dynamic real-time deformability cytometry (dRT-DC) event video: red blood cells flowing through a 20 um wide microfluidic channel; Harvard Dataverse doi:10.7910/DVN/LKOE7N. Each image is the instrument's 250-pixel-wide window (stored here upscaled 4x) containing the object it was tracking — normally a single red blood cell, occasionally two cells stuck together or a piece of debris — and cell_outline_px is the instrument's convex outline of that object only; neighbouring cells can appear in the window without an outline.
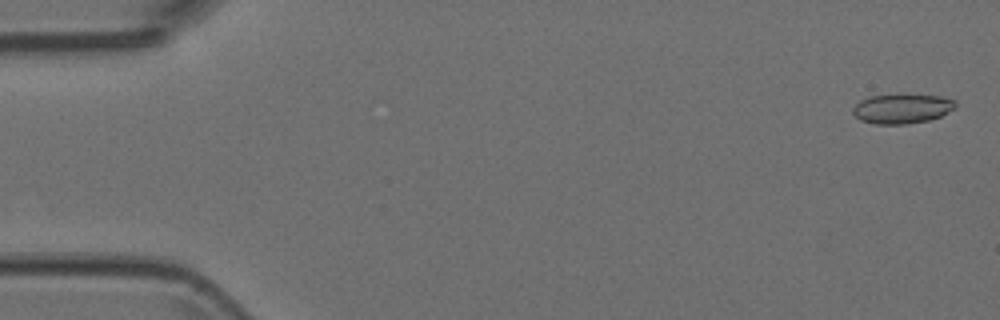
{"species": "Egyptian fruit bat (a non-hibernating species)", "species_latin": "Rousettus aegyptiacus", "temperature_condition": "room temperature", "stored_images_in_passage": 52, "camera_frame_rate_fps": 3000, "um_per_image_px": 0.085, "animal": {"sex": "female"}, "frame": {"image": 1, "passage_image": 2, "time_ms": 0.333, "image_size_px": [1000, 320], "cell_outline_px": [[956, 104], [948, 112], [940, 116], [928, 120], [908, 124], [876, 124], [860, 120], [852, 112], [852, 108], [860, 100], [872, 96], [940, 96], [956, 100]], "centroid_in_image_um": [76.65, 9.26], "position_along_channel_um": 8.4, "area_um2": 17.17}}
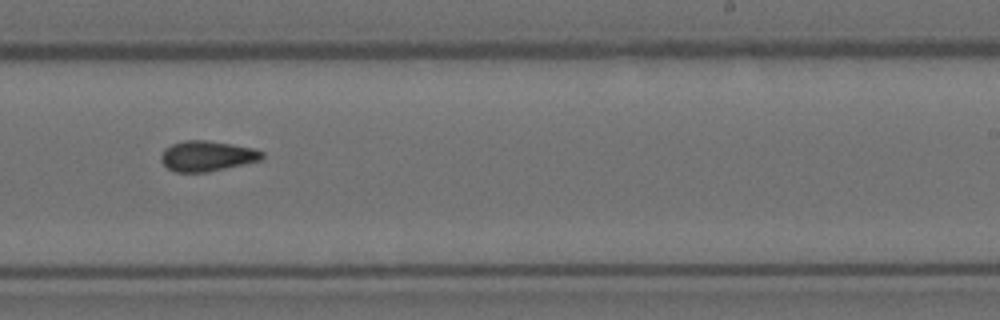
{"frame": {"image": 2, "passage_image": 32, "time_ms": 10.333, "image_size_px": [1000, 320], "cell_outline_px": [[264, 156], [260, 160], [244, 164], [208, 172], [176, 172], [168, 168], [160, 160], [160, 156], [164, 148], [172, 144], [184, 140], [204, 140], [232, 144], [256, 148], [264, 152]], "centroid_in_image_um": [17.6, 13.25], "position_along_channel_um": 271.4, "area_um2": 17.98}}
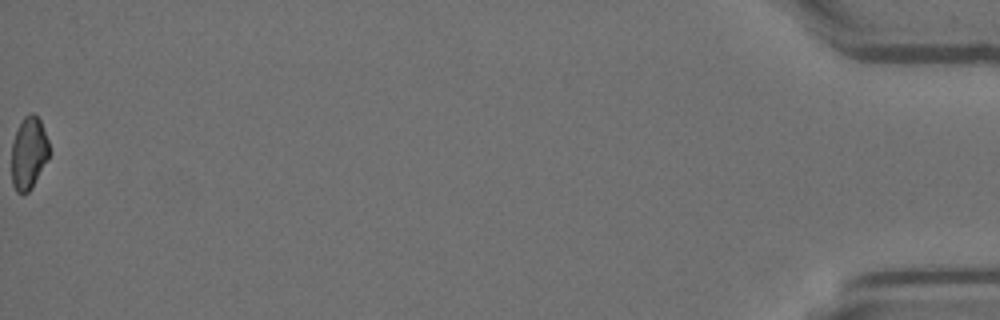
{"frame": {"image": 3, "passage_image": 52, "time_ms": 17.0, "image_size_px": [1000, 320], "cell_outline_px": [[48, 156], [32, 188], [28, 192], [16, 192], [12, 184], [12, 140], [24, 116], [28, 112], [32, 112], [40, 120], [48, 140]], "centroid_in_image_um": [2.42, 12.99], "position_along_channel_um": 432.8, "area_um2": 15.61}}